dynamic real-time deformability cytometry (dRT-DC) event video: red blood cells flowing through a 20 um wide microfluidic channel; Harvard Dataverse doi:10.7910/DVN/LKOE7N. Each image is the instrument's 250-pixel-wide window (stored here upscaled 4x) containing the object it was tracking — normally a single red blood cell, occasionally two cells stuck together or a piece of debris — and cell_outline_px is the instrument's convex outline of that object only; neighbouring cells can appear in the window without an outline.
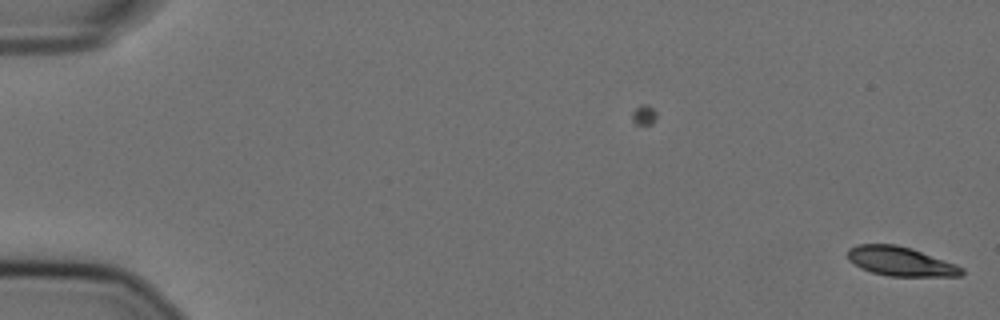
{"species": "Egyptian fruit bat (a non-hibernating species)", "species_latin": "Rousettus aegyptiacus", "temperature_condition": "cold", "stored_images_in_passage": 57, "camera_frame_rate_fps": 3000, "um_per_image_px": 0.085, "animal": {"sex": "female"}, "frame": {"image": 1, "passage_image": 1, "time_ms": 0.0, "image_size_px": [1000, 320], "cell_outline_px": [[964, 272], [960, 276], [888, 276], [872, 272], [860, 268], [848, 260], [848, 248], [856, 244], [896, 244], [912, 248], [956, 264], [964, 268]], "centroid_in_image_um": [76.54, 22.21], "position_along_channel_um": 8.5, "area_um2": 19.54}}
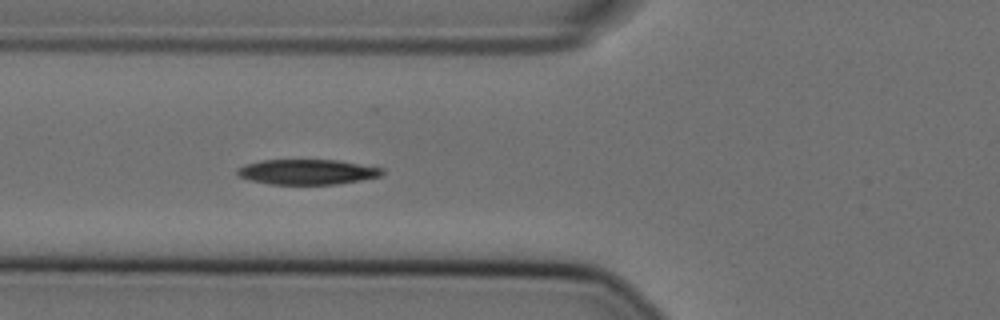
{"frame": {"image": 2, "passage_image": 22, "time_ms": 7.0, "image_size_px": [1000, 320], "cell_outline_px": [[384, 172], [380, 176], [360, 180], [336, 184], [268, 184], [248, 180], [236, 176], [236, 168], [244, 164], [260, 160], [336, 160], [384, 168]], "centroid_in_image_um": [26.04, 14.61], "position_along_channel_um": 99.8, "area_um2": 21.39}}
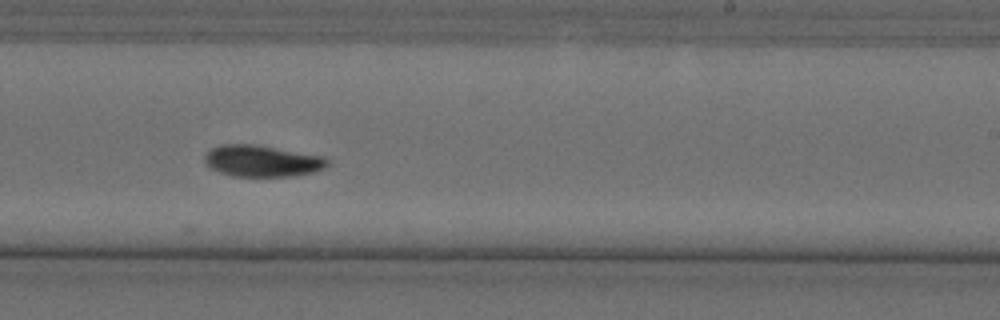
{"frame": {"image": 3, "passage_image": 36, "time_ms": 11.667, "image_size_px": [1000, 320], "cell_outline_px": [[328, 164], [324, 168], [312, 172], [292, 176], [232, 176], [220, 172], [212, 168], [204, 160], [204, 156], [212, 148], [220, 144], [256, 144], [324, 156], [328, 160]], "centroid_in_image_um": [22.28, 13.67], "position_along_channel_um": 266.7, "area_um2": 22.43}, "authors_computed_cell_mechanics": {"area_um2": 21.386, "velocity_mm_per_s": 3.5777, "shape_relaxation_time_tau1_ms": 4.3358, "shape_relaxation_time_tau2_ms": 11.1661, "deformation_change_tau1": 0.1562, "deformation_change_tau2": 0.1269}}